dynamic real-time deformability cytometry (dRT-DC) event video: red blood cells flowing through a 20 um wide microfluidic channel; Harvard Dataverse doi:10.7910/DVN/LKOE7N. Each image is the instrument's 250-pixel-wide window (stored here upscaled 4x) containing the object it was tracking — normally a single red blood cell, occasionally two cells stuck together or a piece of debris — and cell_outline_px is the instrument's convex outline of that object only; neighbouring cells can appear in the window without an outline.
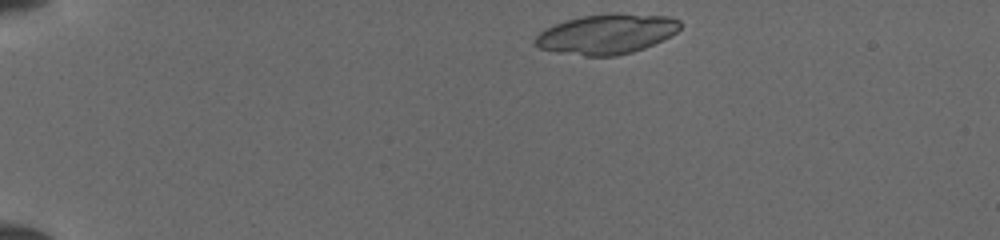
{"species": "common noctule bat (a hibernating species)", "species_latin": "Nyctalus noctula", "temperature_condition": "cold", "stored_images_in_passage": 40, "camera_frame_rate_fps": 3000, "um_per_image_px": 0.085, "animal": {"sex": "female", "body_mass_g": 19.5, "forearm_length_mm": 54.1}, "frame": {"image": 1, "passage_image": 1, "time_ms": 0.0, "image_size_px": [1000, 240], "cell_outline_px": [[680, 28], [676, 32], [644, 48], [632, 52], [616, 56], [584, 56], [556, 52], [540, 48], [532, 40], [540, 32], [564, 20], [580, 16], [608, 12], [620, 12], [668, 16], [680, 20]], "centroid_in_image_um": [51.55, 2.87], "position_along_channel_um": 33.4, "area_um2": 33.93}}